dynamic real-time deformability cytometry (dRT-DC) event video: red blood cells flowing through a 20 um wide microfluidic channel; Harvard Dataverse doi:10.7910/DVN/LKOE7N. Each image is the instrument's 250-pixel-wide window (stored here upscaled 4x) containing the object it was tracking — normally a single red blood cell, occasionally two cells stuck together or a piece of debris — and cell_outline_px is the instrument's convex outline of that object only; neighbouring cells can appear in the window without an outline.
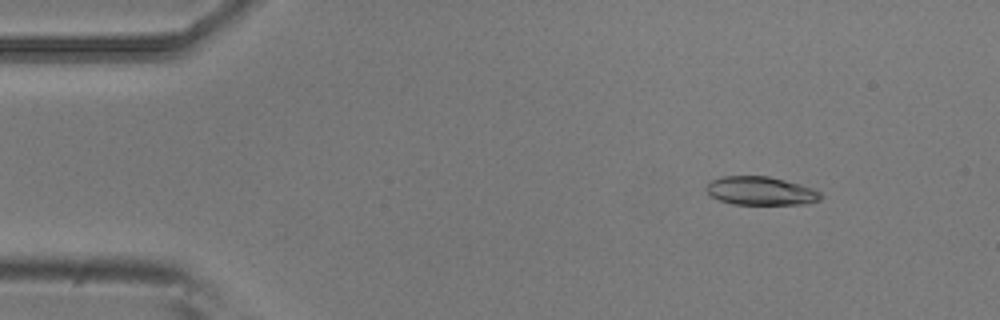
{"species": "common noctule bat (a hibernating species)", "species_latin": "Nyctalus noctula", "temperature_condition": "room temperature", "stored_images_in_passage": 2, "camera_frame_rate_fps": 3000, "um_per_image_px": 0.085, "animal": {"sex": "male", "body_mass_g": 20.5, "forearm_length_mm": 52.5}, "frame": {"image": 1, "passage_image": 1, "time_ms": 0.0, "image_size_px": [1000, 320], "cell_outline_px": [[820, 200], [808, 204], [732, 204], [720, 200], [712, 196], [704, 188], [712, 180], [720, 176], [768, 176], [800, 184], [812, 188], [820, 192]], "centroid_in_image_um": [64.65, 16.22], "position_along_channel_um": 20.3, "area_um2": 18.9}}
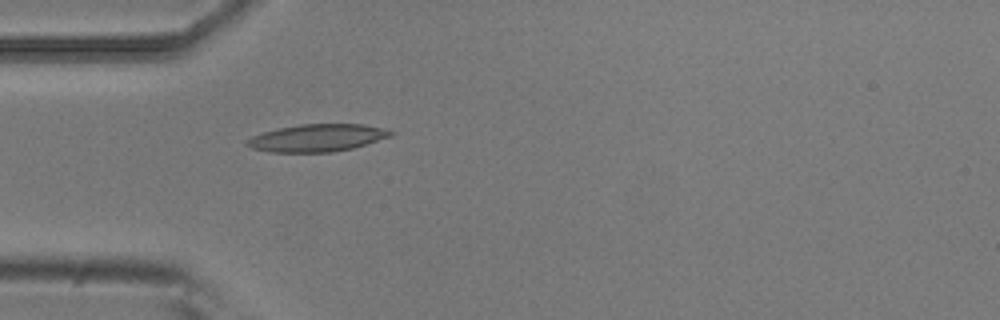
{"frame": {"image": 2, "passage_image": 2, "time_ms": 0.333, "image_size_px": [1000, 320], "cell_outline_px": [[396, 132], [392, 136], [352, 148], [332, 152], [268, 152], [252, 148], [244, 144], [252, 136], [264, 132], [280, 128], [300, 124], [364, 124], [384, 128]], "centroid_in_image_um": [26.99, 11.72], "position_along_channel_um": 58.0, "area_um2": 22.89}}